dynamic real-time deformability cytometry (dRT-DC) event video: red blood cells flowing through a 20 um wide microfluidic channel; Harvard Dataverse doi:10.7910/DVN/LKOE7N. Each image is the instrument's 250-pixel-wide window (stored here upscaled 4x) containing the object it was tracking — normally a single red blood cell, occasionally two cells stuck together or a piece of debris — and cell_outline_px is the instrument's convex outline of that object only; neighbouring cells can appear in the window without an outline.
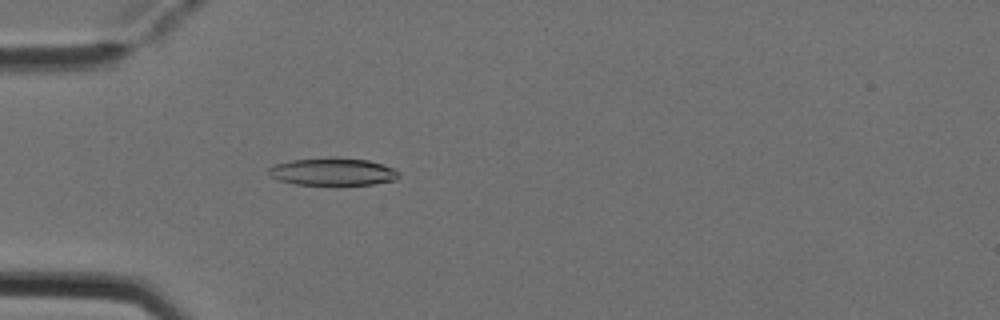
{"species": "Egyptian fruit bat (a non-hibernating species)", "species_latin": "Rousettus aegyptiacus", "temperature_condition": "cold", "stored_images_in_passage": 4, "camera_frame_rate_fps": 3000, "um_per_image_px": 0.085, "animal": {"sex": "female"}, "frame": {"image": 1, "passage_image": 4, "time_ms": 1.0, "image_size_px": [1000, 320], "cell_outline_px": [[400, 176], [396, 180], [372, 184], [296, 184], [280, 180], [272, 176], [268, 172], [268, 168], [276, 164], [292, 160], [368, 160], [384, 164], [400, 172]], "centroid_in_image_um": [28.34, 14.63], "position_along_channel_um": 56.7, "area_um2": 19.77}}